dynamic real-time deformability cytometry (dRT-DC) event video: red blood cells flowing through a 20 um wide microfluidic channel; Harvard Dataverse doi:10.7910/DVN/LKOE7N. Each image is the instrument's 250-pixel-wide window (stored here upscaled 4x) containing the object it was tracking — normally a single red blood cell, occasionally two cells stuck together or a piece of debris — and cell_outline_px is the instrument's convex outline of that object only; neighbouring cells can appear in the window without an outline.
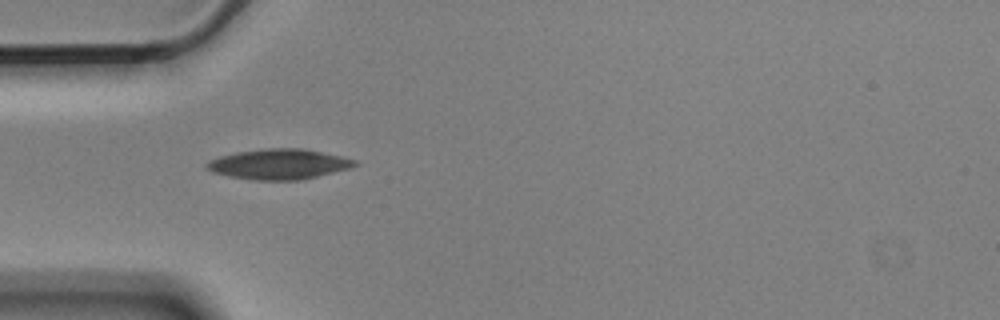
{"species": "Egyptian fruit bat (a non-hibernating species)", "species_latin": "Rousettus aegyptiacus", "temperature_condition": "cold", "stored_images_in_passage": 8, "camera_frame_rate_fps": 3000, "um_per_image_px": 0.085, "animal": {"sex": "male"}, "frame": {"image": 1, "passage_image": 3, "time_ms": 0.667, "image_size_px": [1000, 320], "cell_outline_px": [[360, 164], [348, 168], [300, 180], [252, 180], [228, 176], [212, 172], [204, 164], [208, 160], [220, 156], [236, 152], [268, 148], [300, 148], [340, 156], [356, 160]], "centroid_in_image_um": [23.66, 13.95], "position_along_channel_um": 61.3, "area_um2": 25.89}}
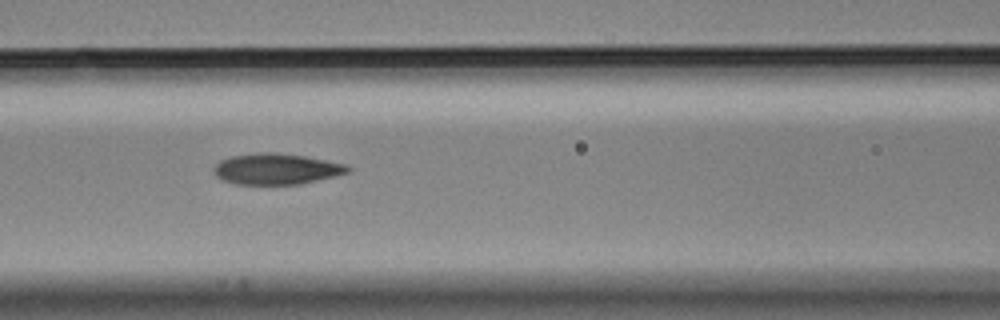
{"frame": {"image": 2, "passage_image": 5, "time_ms": 1.333, "image_size_px": [1000, 320], "cell_outline_px": [[352, 168], [348, 172], [336, 176], [300, 184], [236, 184], [220, 180], [212, 172], [212, 168], [220, 160], [232, 156], [260, 152], [268, 152], [304, 156], [344, 164]], "centroid_in_image_um": [23.44, 14.37], "position_along_channel_um": 143.2, "area_um2": 24.1}}
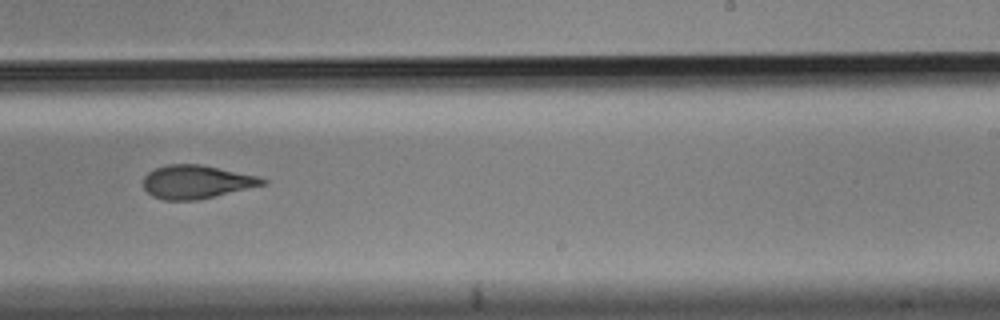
{"frame": {"image": 3, "passage_image": 8, "time_ms": 2.333, "image_size_px": [1000, 320], "cell_outline_px": [[268, 184], [196, 200], [164, 200], [152, 196], [144, 188], [144, 176], [148, 172], [156, 168], [168, 164], [200, 164], [260, 176], [268, 180]], "centroid_in_image_um": [16.73, 15.45], "position_along_channel_um": 272.3, "area_um2": 23.24}}